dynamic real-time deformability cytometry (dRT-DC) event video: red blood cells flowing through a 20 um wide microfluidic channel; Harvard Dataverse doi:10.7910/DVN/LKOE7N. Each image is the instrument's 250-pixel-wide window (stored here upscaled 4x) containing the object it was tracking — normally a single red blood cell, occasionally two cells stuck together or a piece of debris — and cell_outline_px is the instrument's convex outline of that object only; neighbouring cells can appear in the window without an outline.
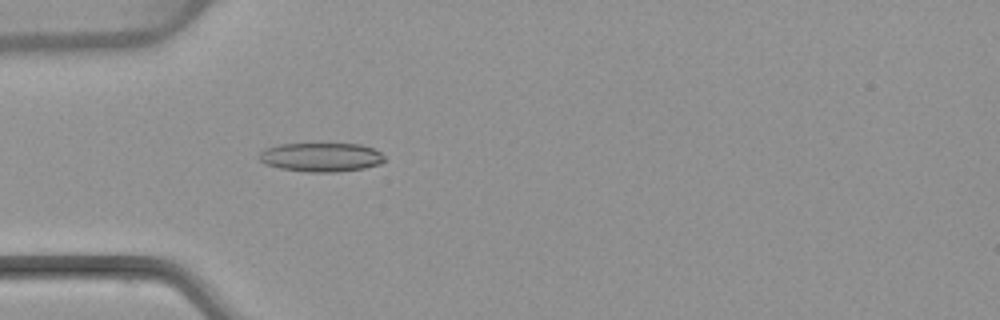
{"species": "common noctule bat (a hibernating species)", "species_latin": "Nyctalus noctula", "temperature_condition": "warm", "stored_images_in_passage": 48, "camera_frame_rate_fps": 3000, "um_per_image_px": 0.085, "animal": {"sex": "female", "body_mass_g": 22.7, "forearm_length_mm": 54.2}, "frame": {"image": 1, "passage_image": 11, "time_ms": 3.333, "image_size_px": [1000, 320], "cell_outline_px": [[384, 160], [380, 164], [364, 168], [336, 172], [308, 172], [280, 168], [264, 164], [256, 156], [264, 148], [280, 144], [360, 144], [372, 148], [380, 152], [384, 156]], "centroid_in_image_um": [27.25, 13.36], "position_along_channel_um": 57.7, "area_um2": 21.21}}
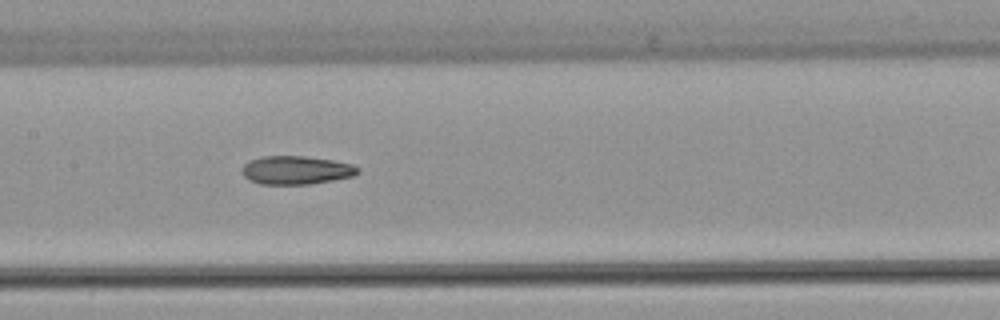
{"frame": {"image": 2, "passage_image": 21, "time_ms": 6.667, "image_size_px": [1000, 320], "cell_outline_px": [[360, 172], [352, 176], [332, 180], [308, 184], [260, 184], [248, 180], [244, 176], [244, 164], [248, 160], [264, 156], [304, 156], [332, 160], [352, 164], [360, 168]], "centroid_in_image_um": [25.18, 14.46], "position_along_channel_um": 182.2, "area_um2": 19.07}}
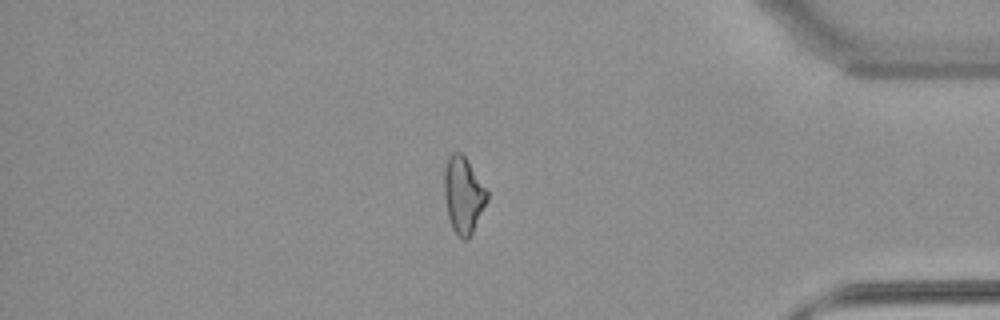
{"frame": {"image": 3, "passage_image": 40, "time_ms": 13.0, "image_size_px": [1000, 320], "cell_outline_px": [[488, 200], [468, 240], [464, 240], [456, 236], [452, 228], [448, 216], [444, 196], [444, 168], [448, 156], [452, 152], [460, 152], [464, 156], [488, 192]], "centroid_in_image_um": [39.36, 16.6], "position_along_channel_um": 395.8, "area_um2": 19.02}, "authors_computed_cell_mechanics": {"area_um2": 19.4497, "velocity_mm_per_s": 3.8592, "shape_relaxation_time_tau1_ms": null, "shape_relaxation_time_tau2_ms": 4.1983, "deformation_change_tau1": null, "deformation_change_tau2": 0.1374}}